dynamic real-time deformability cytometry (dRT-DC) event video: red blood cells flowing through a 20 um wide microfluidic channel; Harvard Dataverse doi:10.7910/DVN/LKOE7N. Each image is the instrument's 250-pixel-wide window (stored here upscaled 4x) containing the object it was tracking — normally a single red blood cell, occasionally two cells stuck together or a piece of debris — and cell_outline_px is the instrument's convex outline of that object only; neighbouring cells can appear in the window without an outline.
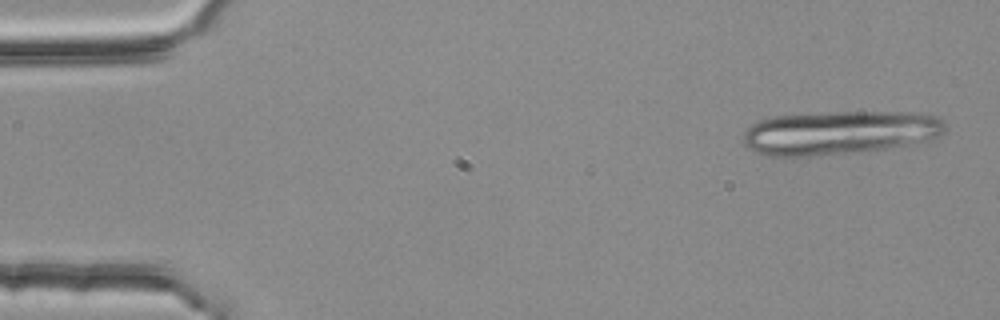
{"species": "common noctule bat (a hibernating species)", "species_latin": "Nyctalus noctula", "temperature_condition": "room temperature", "stored_images_in_passage": 3, "camera_frame_rate_fps": 3000, "um_per_image_px": 0.085, "animal": {"sex": "female", "body_mass_g": 25.1}, "frame": {"image": 1, "passage_image": 1, "time_ms": 0.0, "image_size_px": [1000, 320], "cell_outline_px": [[944, 132], [928, 140], [908, 144], [884, 148], [812, 156], [772, 156], [756, 152], [748, 148], [744, 144], [744, 132], [752, 124], [760, 120], [772, 116], [832, 112], [912, 112], [936, 116], [944, 120]], "centroid_in_image_um": [71.33, 11.26], "position_along_channel_um": 13.7, "area_um2": 50.98}}